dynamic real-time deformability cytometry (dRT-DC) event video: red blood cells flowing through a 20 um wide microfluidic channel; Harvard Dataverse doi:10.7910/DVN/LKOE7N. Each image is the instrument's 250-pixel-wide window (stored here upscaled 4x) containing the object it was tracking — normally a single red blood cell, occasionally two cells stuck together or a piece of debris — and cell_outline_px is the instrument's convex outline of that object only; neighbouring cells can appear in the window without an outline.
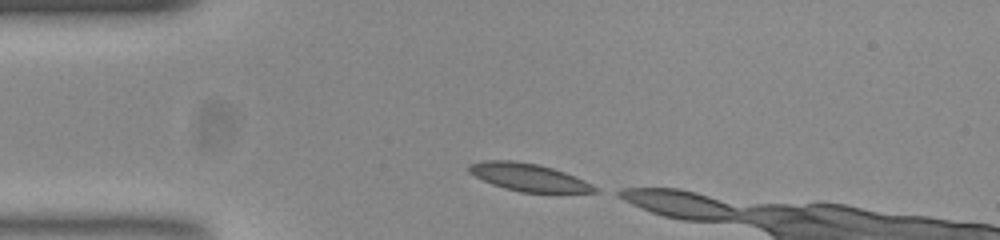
{"species": "common noctule bat (a hibernating species)", "species_latin": "Nyctalus noctula", "temperature_condition": "room temperature", "stored_images_in_passage": 5, "camera_frame_rate_fps": 3000, "um_per_image_px": 0.085, "animal": {"sex": "female", "body_mass_g": 23.0, "forearm_length_mm": 53.4}, "frame": {"image": 1, "passage_image": 1, "time_ms": 0.0, "image_size_px": [1000, 240], "cell_outline_px": [[600, 192], [520, 192], [504, 188], [492, 184], [468, 172], [468, 164], [484, 160], [512, 160], [540, 164], [564, 172], [584, 180], [600, 188]], "centroid_in_image_um": [44.93, 15.06], "position_along_channel_um": 40.1, "area_um2": 20.23}}